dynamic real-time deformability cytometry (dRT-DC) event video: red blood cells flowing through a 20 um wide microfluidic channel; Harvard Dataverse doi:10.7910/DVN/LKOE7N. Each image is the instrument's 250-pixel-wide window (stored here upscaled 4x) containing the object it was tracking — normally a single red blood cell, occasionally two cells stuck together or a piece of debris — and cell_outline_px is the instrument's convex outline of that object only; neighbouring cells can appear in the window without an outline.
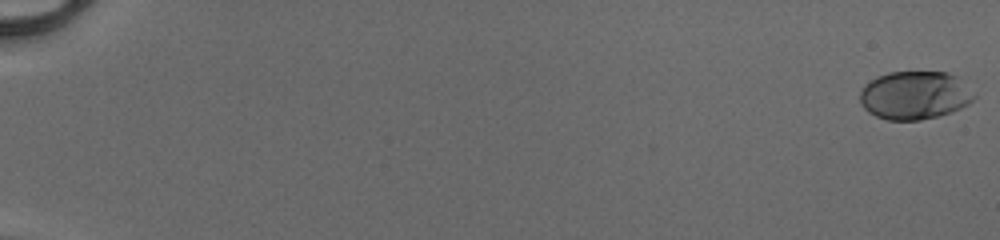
{"species": "human", "species_latin": "Homo sapiens", "temperature_condition": "cold", "stored_images_in_passage": 53, "camera_frame_rate_fps": 3000, "um_per_image_px": 0.085, "donor": {"sex": "male"}, "frame": {"image": 1, "passage_image": 1, "time_ms": 0.0, "image_size_px": [1000, 240], "cell_outline_px": [[976, 96], [968, 104], [952, 112], [940, 116], [920, 120], [888, 120], [876, 116], [868, 112], [860, 104], [860, 92], [864, 84], [876, 76], [888, 72], [948, 72], [956, 76]], "centroid_in_image_um": [77.71, 8.1], "position_along_channel_um": 7.3, "area_um2": 32.19}}
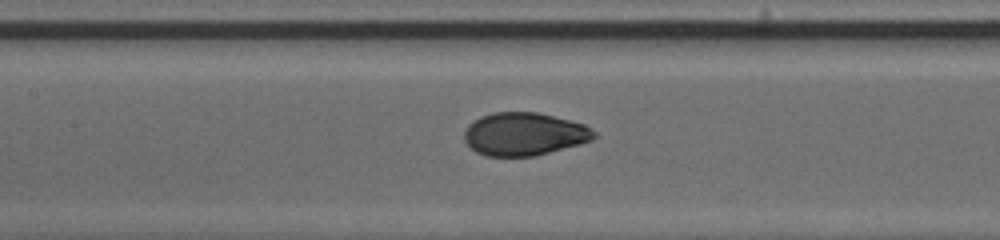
{"frame": {"image": 2, "passage_image": 28, "time_ms": 9.0, "image_size_px": [1000, 240], "cell_outline_px": [[596, 136], [592, 140], [580, 144], [536, 156], [484, 156], [476, 152], [464, 140], [464, 132], [468, 124], [472, 120], [480, 116], [492, 112], [536, 112], [584, 124], [592, 128], [596, 132]], "centroid_in_image_um": [44.54, 11.39], "position_along_channel_um": 162.9, "area_um2": 32.66}}
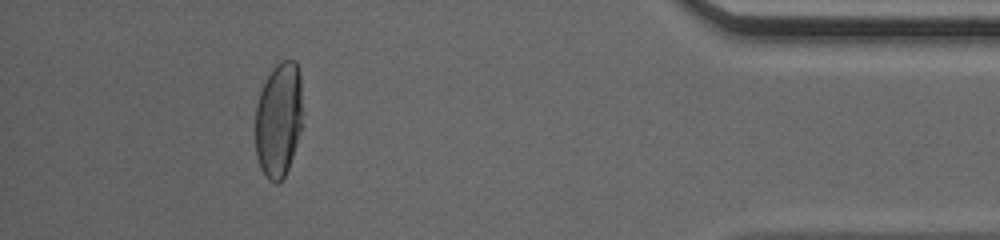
{"frame": {"image": 3, "passage_image": 49, "time_ms": 16.0, "image_size_px": [1000, 240], "cell_outline_px": [[300, 128], [296, 144], [288, 168], [284, 176], [276, 184], [268, 180], [260, 168], [256, 156], [256, 104], [260, 92], [272, 68], [280, 60], [296, 60], [300, 72]], "centroid_in_image_um": [23.66, 10.17], "position_along_channel_um": 411.5, "area_um2": 31.27}, "authors_computed_cell_mechanics": {"area_um2": 32.657, "velocity_mm_per_s": 4.1429, "shape_relaxation_time_tau1_ms": 4.8411, "shape_relaxation_time_tau2_ms": null, "deformation_change_tau1": 0.1856, "deformation_change_tau2": null}}